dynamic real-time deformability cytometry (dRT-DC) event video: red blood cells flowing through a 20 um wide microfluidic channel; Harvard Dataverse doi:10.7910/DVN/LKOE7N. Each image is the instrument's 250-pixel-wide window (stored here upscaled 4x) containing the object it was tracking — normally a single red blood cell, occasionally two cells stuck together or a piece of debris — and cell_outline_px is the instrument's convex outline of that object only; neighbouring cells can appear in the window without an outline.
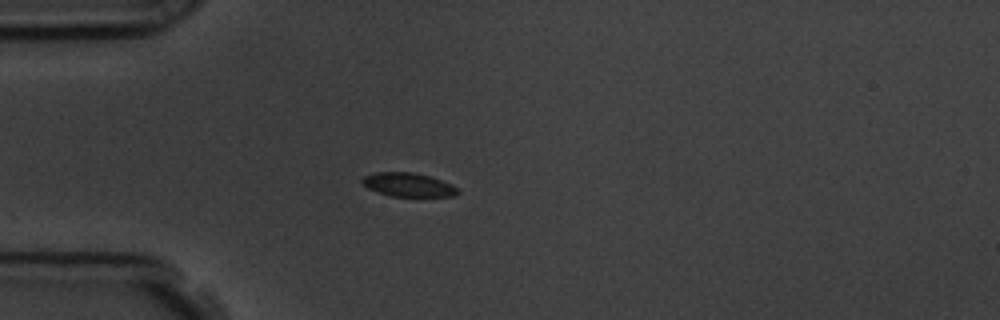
{"species": "common noctule bat (a hibernating species)", "species_latin": "Nyctalus noctula", "temperature_condition": "room temperature", "stored_images_in_passage": 57, "camera_frame_rate_fps": 3000, "um_per_image_px": 0.085, "animal": {"sex": "male", "body_mass_g": 19.5, "forearm_length_mm": 54.6}, "frame": {"image": 1, "passage_image": 16, "time_ms": 5.0, "image_size_px": [1000, 320], "cell_outline_px": [[460, 192], [452, 196], [392, 196], [376, 192], [368, 188], [360, 180], [364, 176], [372, 172], [412, 172], [428, 176], [452, 184]], "centroid_in_image_um": [34.66, 15.7], "position_along_channel_um": 50.3, "area_um2": 13.12}}
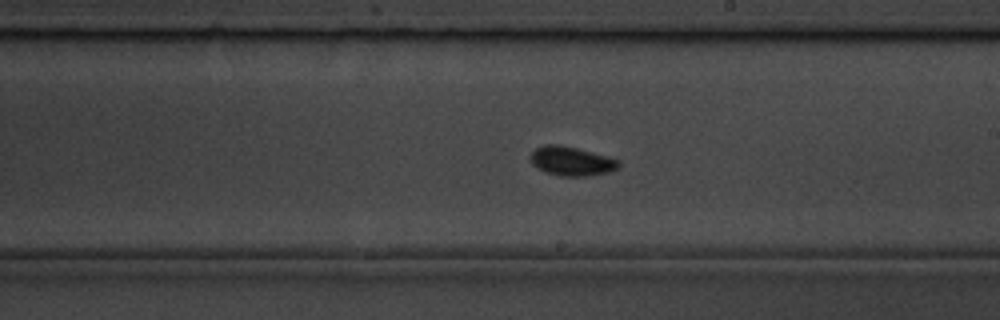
{"frame": {"image": 2, "passage_image": 33, "time_ms": 10.667, "image_size_px": [1000, 320], "cell_outline_px": [[620, 164], [616, 168], [608, 172], [588, 176], [560, 176], [544, 172], [532, 164], [528, 156], [536, 148], [544, 144], [560, 144], [608, 156], [620, 160]], "centroid_in_image_um": [48.54, 13.69], "position_along_channel_um": 240.5, "area_um2": 15.09}}
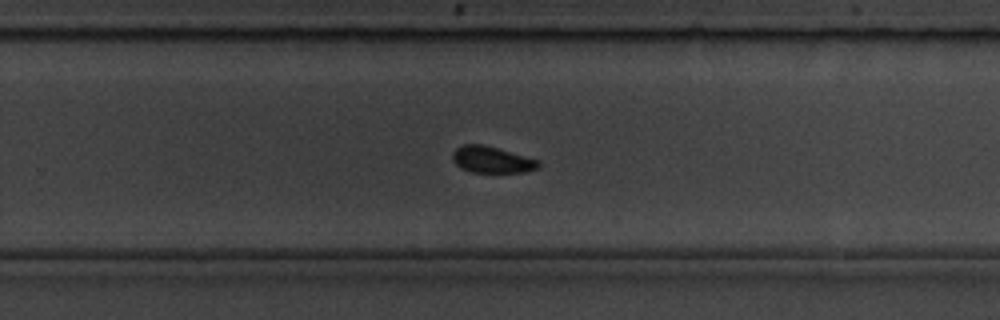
{"frame": {"image": 3, "passage_image": 37, "time_ms": 12.0, "image_size_px": [1000, 320], "cell_outline_px": [[540, 164], [536, 168], [528, 172], [472, 172], [460, 168], [452, 160], [452, 152], [456, 148], [464, 144], [484, 144], [540, 160]], "centroid_in_image_um": [41.79, 13.57], "position_along_channel_um": 288.0, "area_um2": 13.35}, "authors_computed_cell_mechanics": {"area_um2": 13.583, "velocity_mm_per_s": 3.5743, "shape_relaxation_time_tau1_ms": 3.7606, "shape_relaxation_time_tau2_ms": null, "deformation_change_tau1": 0.1, "deformation_change_tau2": null}}